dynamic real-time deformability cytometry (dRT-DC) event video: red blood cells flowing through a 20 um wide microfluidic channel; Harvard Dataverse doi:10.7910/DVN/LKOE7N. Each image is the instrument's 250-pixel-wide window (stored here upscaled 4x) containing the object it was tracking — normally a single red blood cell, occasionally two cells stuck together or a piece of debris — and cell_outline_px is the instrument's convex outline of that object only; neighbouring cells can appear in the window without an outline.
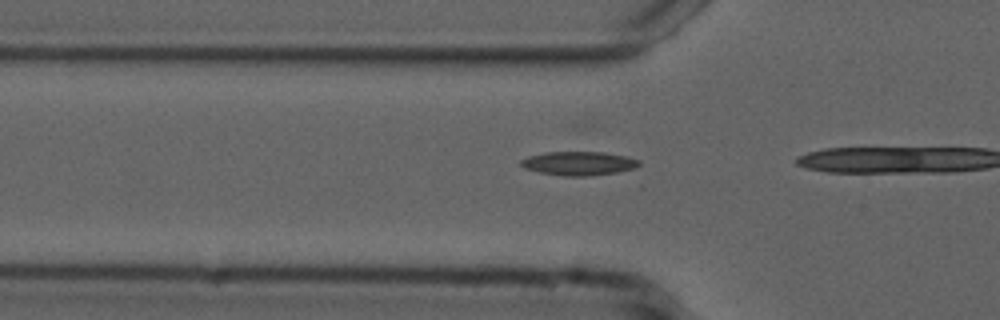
{"species": "common noctule bat (a hibernating species)", "species_latin": "Nyctalus noctula", "temperature_condition": "cold", "stored_images_in_passage": 16, "camera_frame_rate_fps": 3000, "um_per_image_px": 0.085, "animal": {"sex": "male", "forearm_length_mm": 52.5}, "frame": {"image": 1, "passage_image": 14, "time_ms": 4.333, "image_size_px": [1000, 320], "cell_outline_px": [[640, 164], [632, 172], [592, 176], [564, 176], [540, 172], [524, 168], [520, 164], [520, 160], [528, 156], [544, 152], [604, 152], [628, 156], [640, 160]], "centroid_in_image_um": [49.31, 13.9], "position_along_channel_um": 76.5, "area_um2": 16.99}}